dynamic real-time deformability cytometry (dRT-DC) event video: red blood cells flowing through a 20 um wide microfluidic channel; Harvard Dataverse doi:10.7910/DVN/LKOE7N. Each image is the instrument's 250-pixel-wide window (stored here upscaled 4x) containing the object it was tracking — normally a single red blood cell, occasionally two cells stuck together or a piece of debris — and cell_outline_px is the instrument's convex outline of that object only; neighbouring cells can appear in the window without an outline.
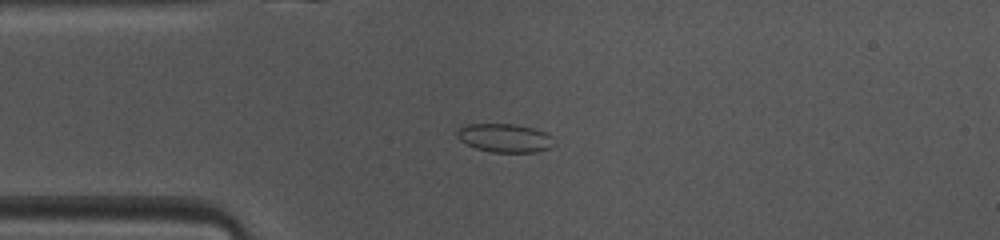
{"species": "common noctule bat (a hibernating species)", "species_latin": "Nyctalus noctula", "temperature_condition": "warm", "stored_images_in_passage": 39, "camera_frame_rate_fps": 3000, "um_per_image_px": 0.085, "animal": {"sex": "female", "body_mass_g": 10.0, "forearm_length_mm": 53.1}, "frame": {"image": 1, "passage_image": 2, "time_ms": 0.333, "image_size_px": [1000, 240], "cell_outline_px": [[556, 144], [552, 148], [536, 152], [492, 152], [476, 148], [460, 140], [456, 136], [456, 132], [460, 128], [468, 124], [512, 124], [532, 128], [544, 132], [552, 136]], "centroid_in_image_um": [42.95, 11.74], "position_along_channel_um": 42.1, "area_um2": 16.13}}
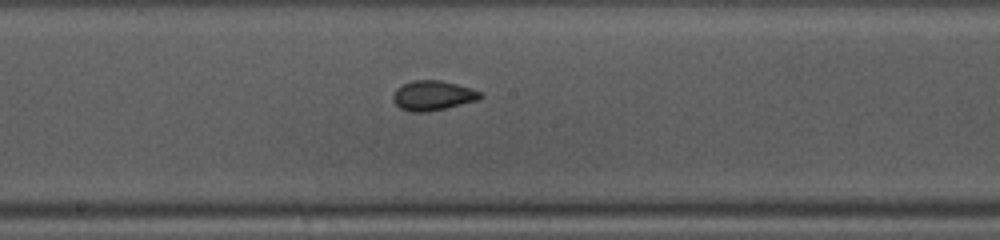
{"frame": {"image": 2, "passage_image": 15, "time_ms": 4.667, "image_size_px": [1000, 240], "cell_outline_px": [[484, 96], [476, 100], [444, 108], [424, 112], [412, 112], [400, 108], [392, 100], [392, 96], [396, 88], [400, 84], [412, 80], [440, 80], [472, 88], [480, 92]], "centroid_in_image_um": [36.74, 8.1], "position_along_channel_um": 211.5, "area_um2": 15.09}}
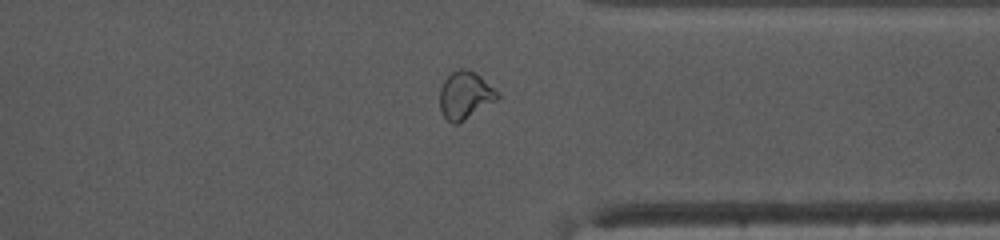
{"frame": {"image": 3, "passage_image": 27, "time_ms": 8.667, "image_size_px": [1000, 240], "cell_outline_px": [[500, 96], [496, 100], [464, 120], [456, 124], [452, 124], [444, 116], [440, 108], [440, 88], [444, 80], [452, 72], [460, 68], [468, 68], [476, 72]], "centroid_in_image_um": [39.5, 8.08], "position_along_channel_um": 371.9, "area_um2": 15.66}, "authors_computed_cell_mechanics": {"area_um2": 15.2592, "velocity_mm_per_s": 4.1196, "shape_relaxation_time_tau1_ms": null, "shape_relaxation_time_tau2_ms": 1.16, "deformation_change_tau1": null, "deformation_change_tau2": 0.0549}}